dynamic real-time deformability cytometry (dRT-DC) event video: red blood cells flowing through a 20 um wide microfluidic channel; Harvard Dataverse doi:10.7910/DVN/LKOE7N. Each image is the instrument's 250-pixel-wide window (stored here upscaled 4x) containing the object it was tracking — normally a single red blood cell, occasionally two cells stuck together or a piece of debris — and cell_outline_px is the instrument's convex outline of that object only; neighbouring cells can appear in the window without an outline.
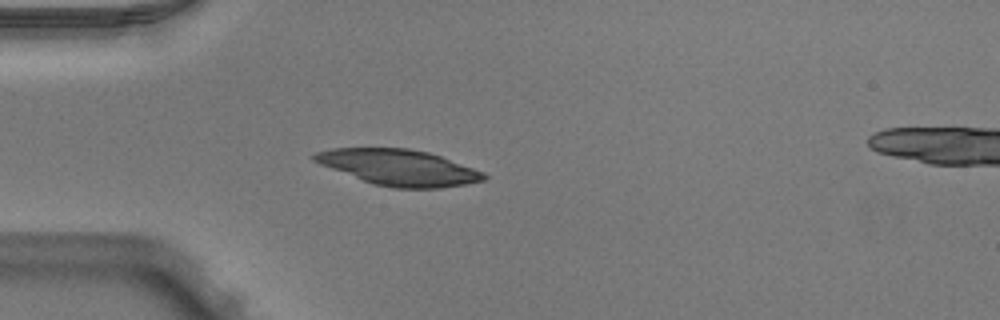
{"species": "Egyptian fruit bat (a non-hibernating species)", "species_latin": "Rousettus aegyptiacus", "temperature_condition": "warm", "stored_images_in_passage": 37, "camera_frame_rate_fps": 3000, "um_per_image_px": 0.085, "animal": {"sex": "male"}, "frame": {"image": 1, "passage_image": 1, "time_ms": 0.0, "image_size_px": [1000, 320], "cell_outline_px": [[488, 176], [484, 180], [464, 184], [440, 188], [392, 188], [372, 184], [320, 164], [312, 160], [312, 156], [316, 152], [332, 148], [408, 148], [428, 152], [440, 156], [484, 172]], "centroid_in_image_um": [33.88, 14.23], "position_along_channel_um": 51.1, "area_um2": 35.26}}
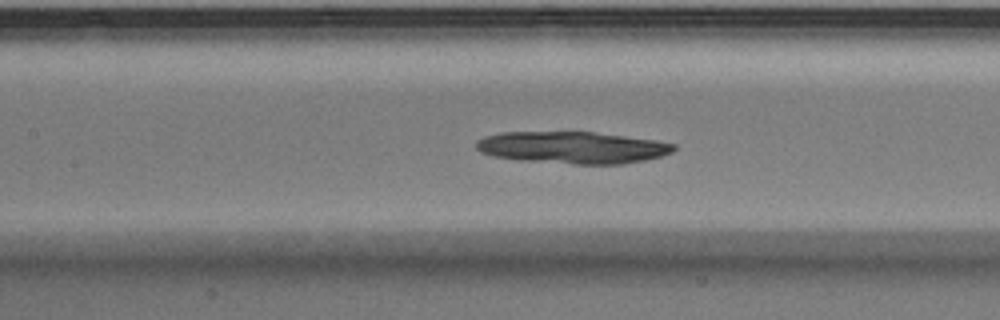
{"frame": {"image": 2, "passage_image": 10, "time_ms": 3.0, "image_size_px": [1000, 320], "cell_outline_px": [[676, 148], [672, 152], [660, 156], [644, 160], [624, 164], [572, 164], [520, 160], [496, 156], [480, 152], [476, 148], [476, 140], [484, 136], [500, 132], [596, 132], [656, 140], [676, 144]], "centroid_in_image_um": [48.67, 12.53], "position_along_channel_um": 158.7, "area_um2": 36.88}}
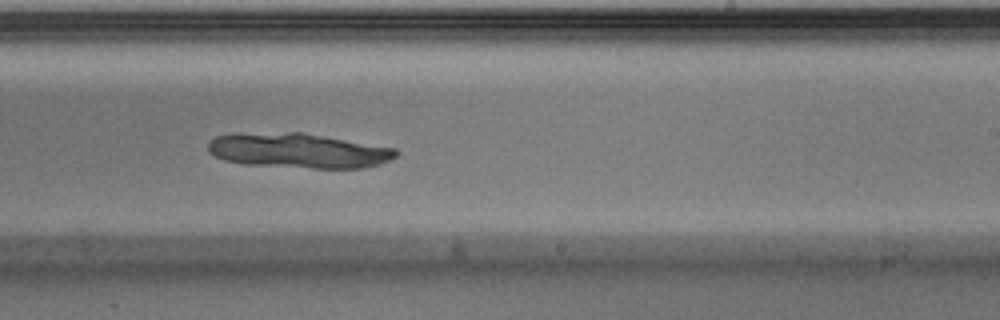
{"frame": {"image": 3, "passage_image": 18, "time_ms": 5.667, "image_size_px": [1000, 320], "cell_outline_px": [[400, 152], [396, 156], [380, 164], [360, 168], [312, 168], [244, 164], [224, 160], [208, 152], [208, 140], [216, 136], [288, 132], [300, 132], [396, 148]], "centroid_in_image_um": [25.39, 12.82], "position_along_channel_um": 263.6, "area_um2": 37.63}}